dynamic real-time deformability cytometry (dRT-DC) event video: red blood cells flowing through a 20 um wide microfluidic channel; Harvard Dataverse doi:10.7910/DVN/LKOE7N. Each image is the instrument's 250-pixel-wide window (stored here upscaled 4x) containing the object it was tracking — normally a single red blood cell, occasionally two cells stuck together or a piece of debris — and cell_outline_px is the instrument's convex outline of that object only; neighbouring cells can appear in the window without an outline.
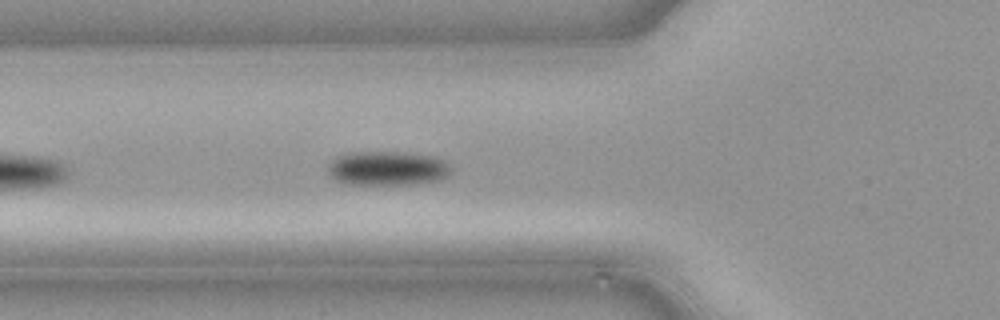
{"species": "common noctule bat (a hibernating species)", "species_latin": "Nyctalus noctula", "temperature_condition": "cold", "stored_images_in_passage": 12, "camera_frame_rate_fps": 3000, "um_per_image_px": 0.085, "animal": {"sex": "male", "body_mass_g": 21.5, "forearm_length_mm": 52.0}, "frame": {"image": 1, "passage_image": 6, "time_ms": 1.667, "image_size_px": [1000, 320], "cell_outline_px": [[452, 168], [448, 176], [436, 180], [416, 184], [348, 184], [336, 180], [328, 176], [328, 164], [332, 160], [340, 156], [352, 152], [404, 152], [436, 156], [444, 160]], "centroid_in_image_um": [32.94, 14.3], "position_along_channel_um": 92.9, "area_um2": 24.68}}